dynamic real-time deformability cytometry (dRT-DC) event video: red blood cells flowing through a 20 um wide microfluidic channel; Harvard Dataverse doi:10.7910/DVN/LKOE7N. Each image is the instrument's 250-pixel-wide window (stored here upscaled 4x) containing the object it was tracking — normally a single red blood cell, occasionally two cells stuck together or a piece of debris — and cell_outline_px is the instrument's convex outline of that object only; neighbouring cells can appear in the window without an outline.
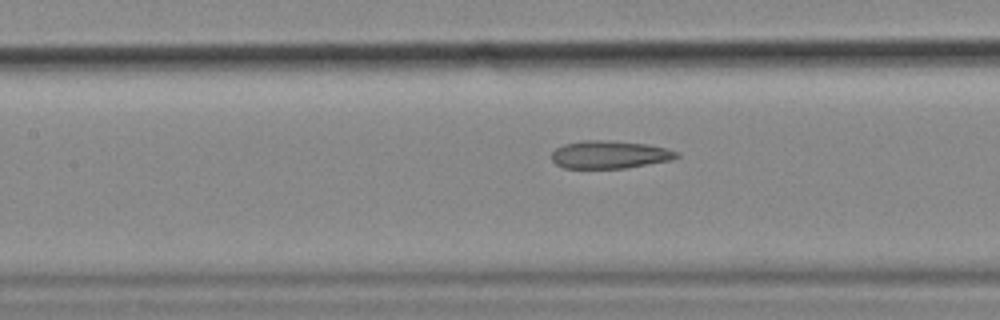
{"species": "common noctule bat (a hibernating species)", "species_latin": "Nyctalus noctula", "temperature_condition": "cold", "stored_images_in_passage": 56, "camera_frame_rate_fps": 3000, "um_per_image_px": 0.085, "animal": {"sex": "female", "body_mass_g": 18.4}, "frame": {"image": 1, "passage_image": 25, "time_ms": 8.0, "image_size_px": [1000, 320], "cell_outline_px": [[680, 156], [672, 160], [628, 168], [564, 168], [556, 164], [552, 160], [552, 152], [556, 148], [564, 144], [580, 140], [604, 140], [648, 144], [668, 148], [680, 152]], "centroid_in_image_um": [51.86, 13.14], "position_along_channel_um": 155.5, "area_um2": 20.52}, "authors_computed_cell_mechanics": {"area_um2": 21.7906, "velocity_mm_per_s": 3.5536, "shape_relaxation_time_tau1_ms": null, "shape_relaxation_time_tau2_ms": 2.8617, "deformation_change_tau1": null, "deformation_change_tau2": 0.123}}